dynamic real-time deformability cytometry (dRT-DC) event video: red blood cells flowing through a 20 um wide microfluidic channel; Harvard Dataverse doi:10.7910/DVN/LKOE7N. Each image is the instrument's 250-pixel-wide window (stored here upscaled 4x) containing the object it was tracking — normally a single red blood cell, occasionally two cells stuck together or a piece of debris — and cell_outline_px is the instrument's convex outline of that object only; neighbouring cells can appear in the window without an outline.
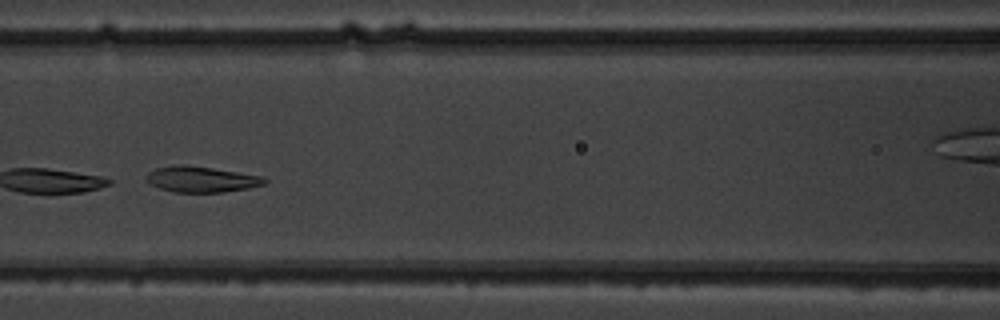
{"species": "common noctule bat (a hibernating species)", "species_latin": "Nyctalus noctula", "temperature_condition": "warm", "stored_images_in_passage": 9, "camera_frame_rate_fps": 3000, "um_per_image_px": 0.085, "animal": {"sex": "male", "body_mass_g": 19.5, "forearm_length_mm": 54.6}, "frame": {"image": 1, "passage_image": 6, "time_ms": 5.667, "image_size_px": [1000, 320], "cell_outline_px": [[268, 180], [264, 184], [248, 188], [224, 192], [172, 192], [148, 184], [144, 180], [148, 172], [156, 168], [180, 164], [212, 168], [264, 176]], "centroid_in_image_um": [17.08, 15.24], "position_along_channel_um": 149.5, "area_um2": 17.86}}
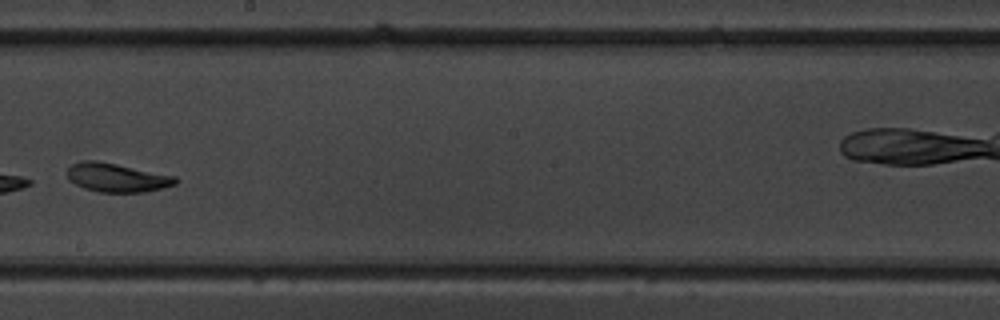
{"frame": {"image": 2, "passage_image": 8, "time_ms": 8.0, "image_size_px": [1000, 320], "cell_outline_px": [[180, 180], [176, 184], [144, 192], [100, 192], [84, 188], [68, 180], [64, 176], [64, 172], [72, 164], [80, 160], [96, 160], [176, 176]], "centroid_in_image_um": [9.87, 15.08], "position_along_channel_um": 238.3, "area_um2": 18.32}}